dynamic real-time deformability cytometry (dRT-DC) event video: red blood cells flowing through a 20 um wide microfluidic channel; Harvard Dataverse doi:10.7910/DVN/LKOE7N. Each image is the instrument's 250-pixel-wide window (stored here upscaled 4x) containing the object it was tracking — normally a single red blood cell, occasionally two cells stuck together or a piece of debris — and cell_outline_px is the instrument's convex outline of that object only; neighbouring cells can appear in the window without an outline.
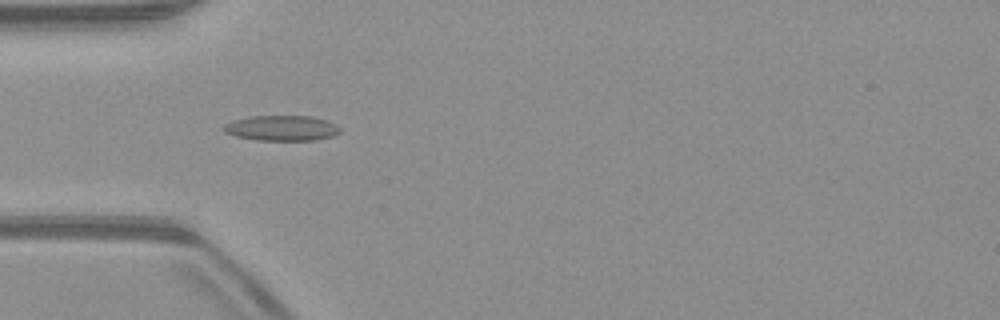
{"species": "common noctule bat (a hibernating species)", "species_latin": "Nyctalus noctula", "temperature_condition": "warm", "stored_images_in_passage": 50, "camera_frame_rate_fps": 3000, "um_per_image_px": 0.085, "animal": {"sex": "male", "body_mass_g": 23.1, "forearm_length_mm": 52.7}, "frame": {"image": 1, "passage_image": 15, "time_ms": 4.667, "image_size_px": [1000, 320], "cell_outline_px": [[340, 132], [332, 136], [316, 140], [256, 140], [236, 136], [224, 132], [224, 124], [232, 120], [252, 116], [312, 116], [336, 124], [340, 128]], "centroid_in_image_um": [23.93, 10.89], "position_along_channel_um": 61.1, "area_um2": 17.11}}
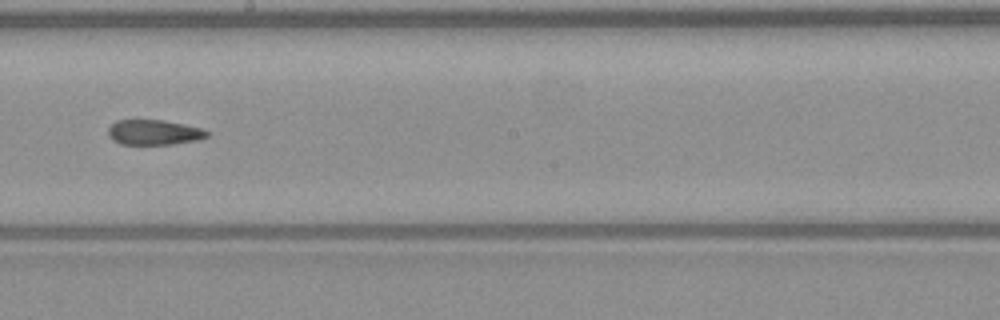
{"frame": {"image": 2, "passage_image": 28, "time_ms": 9.0, "image_size_px": [1000, 320], "cell_outline_px": [[208, 136], [200, 140], [172, 144], [120, 144], [112, 140], [108, 136], [108, 128], [116, 120], [160, 120], [184, 124], [200, 128], [208, 132]], "centroid_in_image_um": [13.06, 11.25], "position_along_channel_um": 235.1, "area_um2": 14.45}}
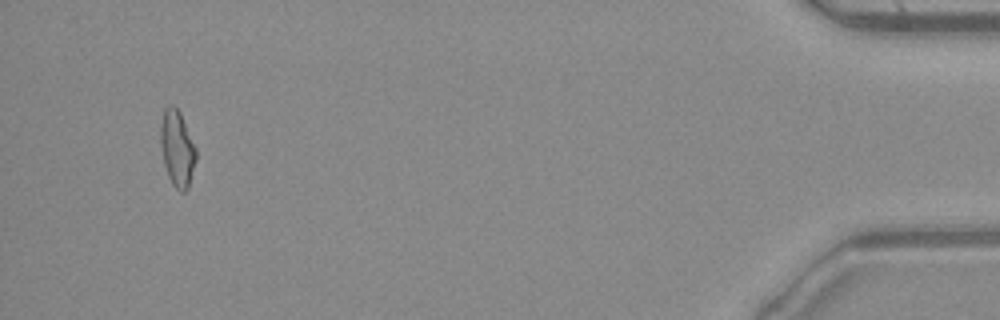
{"frame": {"image": 3, "passage_image": 48, "time_ms": 15.667, "image_size_px": [1000, 320], "cell_outline_px": [[196, 160], [188, 188], [184, 192], [180, 192], [172, 184], [168, 176], [164, 164], [160, 148], [160, 128], [164, 108], [168, 104], [172, 104], [180, 112], [196, 148]], "centroid_in_image_um": [15.04, 12.61], "position_along_channel_um": 420.2, "area_um2": 15.84}, "authors_computed_cell_mechanics": {"area_um2": 15.7794, "velocity_mm_per_s": 4.0323, "shape_relaxation_time_tau1_ms": null, "shape_relaxation_time_tau2_ms": 5.6917, "deformation_change_tau1": null, "deformation_change_tau2": 0.1549}}